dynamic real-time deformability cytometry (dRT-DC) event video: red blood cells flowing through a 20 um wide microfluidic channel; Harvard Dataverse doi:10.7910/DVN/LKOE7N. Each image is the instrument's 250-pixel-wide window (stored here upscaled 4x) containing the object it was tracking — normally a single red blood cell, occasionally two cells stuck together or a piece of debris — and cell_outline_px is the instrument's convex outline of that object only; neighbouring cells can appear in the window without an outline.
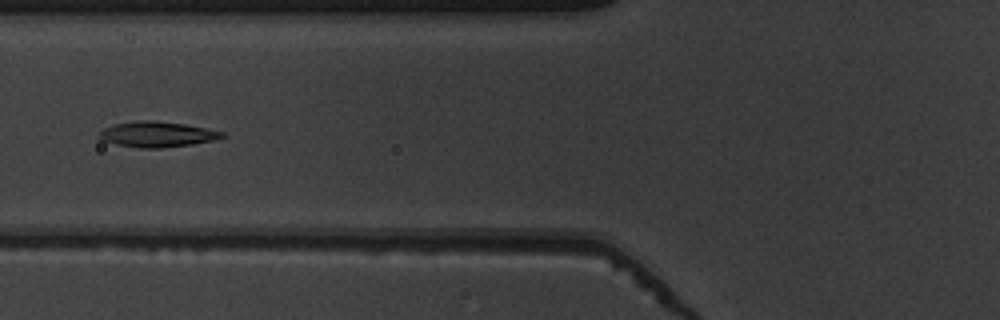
{"species": "common noctule bat (a hibernating species)", "species_latin": "Nyctalus noctula", "temperature_condition": "warm", "stored_images_in_passage": 39, "camera_frame_rate_fps": 3000, "um_per_image_px": 0.085, "animal": {"sex": "male", "body_mass_g": 19.5, "forearm_length_mm": 54.6}, "frame": {"image": 1, "passage_image": 8, "time_ms": 2.333, "image_size_px": [1000, 320], "cell_outline_px": [[228, 136], [212, 140], [192, 144], [160, 148], [140, 148], [116, 144], [100, 140], [96, 132], [112, 124], [136, 120], [156, 120], [184, 124], [224, 132]], "centroid_in_image_um": [13.29, 11.41], "position_along_channel_um": 112.5, "area_um2": 18.44}}
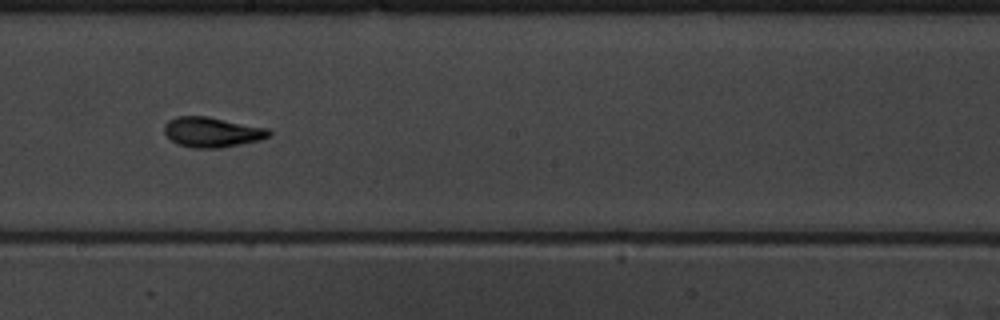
{"frame": {"image": 2, "passage_image": 17, "time_ms": 5.333, "image_size_px": [1000, 320], "cell_outline_px": [[272, 136], [260, 140], [220, 148], [192, 148], [176, 144], [164, 132], [164, 124], [168, 120], [176, 116], [208, 116], [268, 128], [272, 132]], "centroid_in_image_um": [18.03, 11.23], "position_along_channel_um": 230.2, "area_um2": 18.55}}
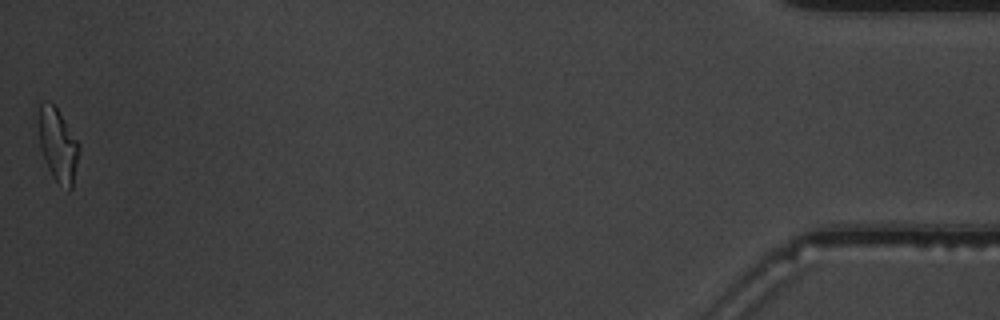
{"frame": {"image": 3, "passage_image": 39, "time_ms": 12.667, "image_size_px": [1000, 320], "cell_outline_px": [[80, 152], [72, 188], [68, 192], [52, 176], [48, 168], [40, 148], [32, 112], [44, 100], [52, 104], [56, 108], [80, 144]], "centroid_in_image_um": [4.84, 12.25], "position_along_channel_um": 430.4, "area_um2": 18.21}, "authors_computed_cell_mechanics": {"area_um2": 17.5134, "velocity_mm_per_s": 3.93, "shape_relaxation_time_tau1_ms": 3.3317, "shape_relaxation_time_tau2_ms": 2.0814, "deformation_change_tau1": 0.1604, "deformation_change_tau2": 0.0888}}